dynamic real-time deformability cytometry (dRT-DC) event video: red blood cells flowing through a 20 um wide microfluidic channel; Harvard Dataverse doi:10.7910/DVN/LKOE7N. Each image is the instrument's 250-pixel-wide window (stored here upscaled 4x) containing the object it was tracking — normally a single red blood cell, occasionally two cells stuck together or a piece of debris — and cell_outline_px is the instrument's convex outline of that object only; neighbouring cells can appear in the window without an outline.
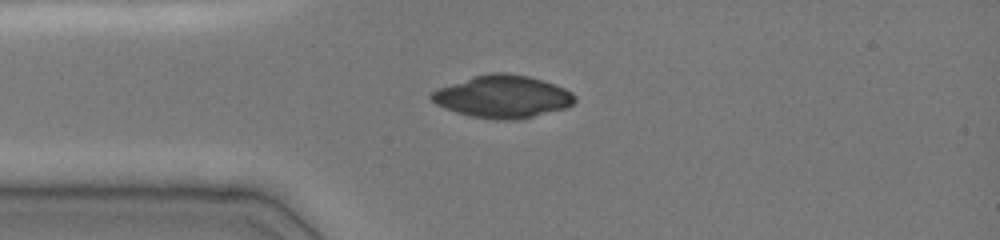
{"species": "common noctule bat (a hibernating species)", "species_latin": "Nyctalus noctula", "temperature_condition": "cold", "stored_images_in_passage": 34, "camera_frame_rate_fps": 3000, "um_per_image_px": 0.085, "animal": {"sex": "female", "body_mass_g": 19.0, "forearm_length_mm": 51.5}, "frame": {"image": 1, "passage_image": 1, "time_ms": 0.0, "image_size_px": [1000, 240], "cell_outline_px": [[576, 100], [568, 108], [524, 120], [500, 120], [472, 116], [456, 112], [444, 108], [436, 104], [428, 96], [432, 92], [440, 88], [472, 76], [492, 72], [508, 72], [528, 76], [564, 88], [572, 92]], "centroid_in_image_um": [42.76, 8.23], "position_along_channel_um": 42.2, "area_um2": 35.66}}
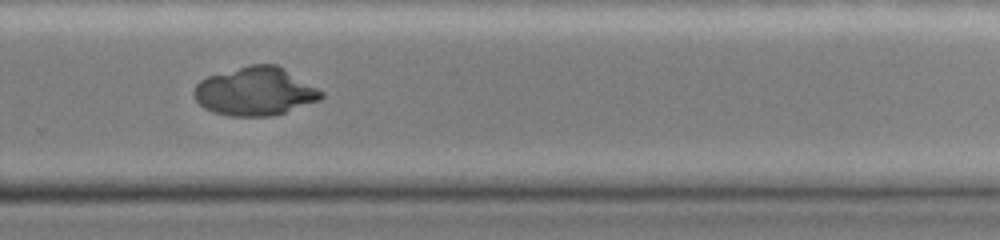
{"frame": {"image": 2, "passage_image": 22, "time_ms": 7.0, "image_size_px": [1000, 240], "cell_outline_px": [[324, 96], [320, 100], [272, 116], [228, 116], [212, 112], [204, 108], [196, 100], [192, 92], [196, 84], [200, 80], [208, 76], [248, 64], [276, 64], [284, 68], [324, 92]], "centroid_in_image_um": [21.67, 7.76], "position_along_channel_um": 308.1, "area_um2": 35.95}}
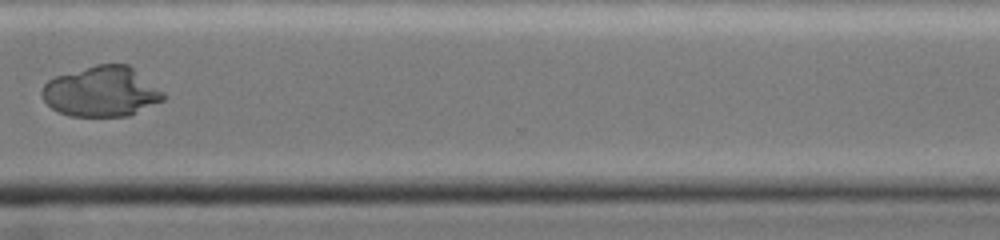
{"frame": {"image": 3, "passage_image": 25, "time_ms": 8.333, "image_size_px": [1000, 240], "cell_outline_px": [[164, 100], [128, 116], [72, 116], [60, 112], [52, 108], [44, 100], [40, 92], [44, 84], [48, 80], [56, 76], [96, 64], [128, 64], [164, 92]], "centroid_in_image_um": [8.62, 7.78], "position_along_channel_um": 362.0, "area_um2": 35.32}}